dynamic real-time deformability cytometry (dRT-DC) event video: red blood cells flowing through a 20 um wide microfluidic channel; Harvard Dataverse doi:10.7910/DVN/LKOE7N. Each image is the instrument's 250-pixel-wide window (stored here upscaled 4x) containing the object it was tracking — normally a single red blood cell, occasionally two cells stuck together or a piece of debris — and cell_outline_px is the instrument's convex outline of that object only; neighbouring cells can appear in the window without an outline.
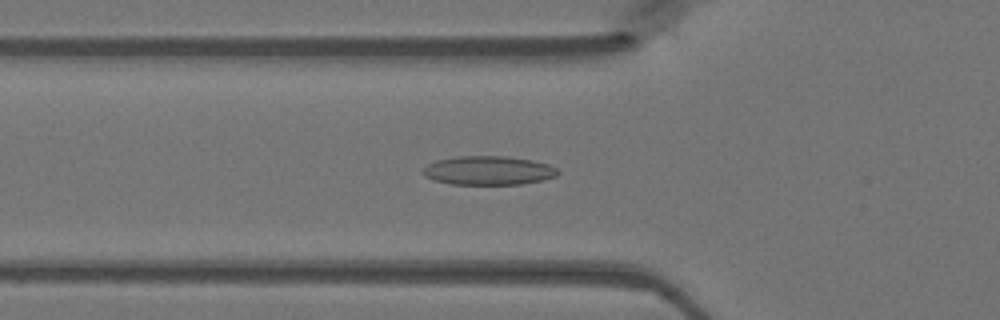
{"species": "Egyptian fruit bat (a non-hibernating species)", "species_latin": "Rousettus aegyptiacus", "temperature_condition": "warm", "stored_images_in_passage": 48, "camera_frame_rate_fps": 3000, "um_per_image_px": 0.085, "animal": {"sex": "female"}, "frame": {"image": 1, "passage_image": 17, "time_ms": 5.333, "image_size_px": [1000, 320], "cell_outline_px": [[560, 172], [556, 176], [540, 180], [520, 184], [452, 184], [432, 180], [424, 176], [420, 172], [420, 168], [436, 160], [456, 156], [504, 156], [532, 160], [548, 164], [556, 168]], "centroid_in_image_um": [41.44, 14.49], "position_along_channel_um": 84.4, "area_um2": 22.83}}
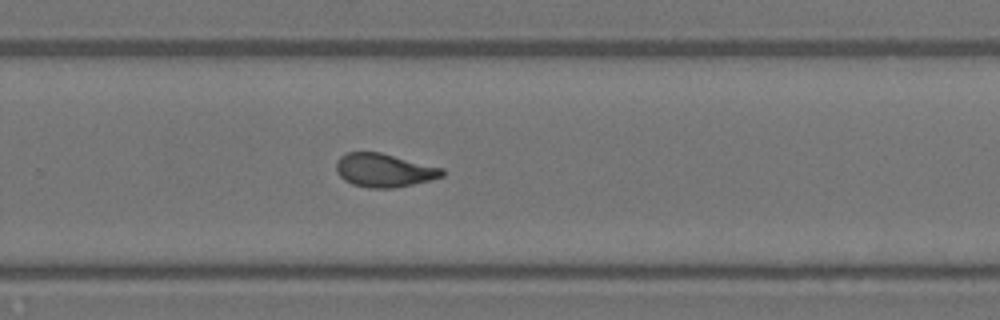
{"frame": {"image": 2, "passage_image": 32, "time_ms": 10.333, "image_size_px": [1000, 320], "cell_outline_px": [[444, 176], [432, 180], [392, 188], [368, 188], [352, 184], [344, 180], [336, 172], [336, 160], [340, 156], [348, 152], [380, 152], [444, 168]], "centroid_in_image_um": [32.64, 14.47], "position_along_channel_um": 297.2, "area_um2": 20.81}}
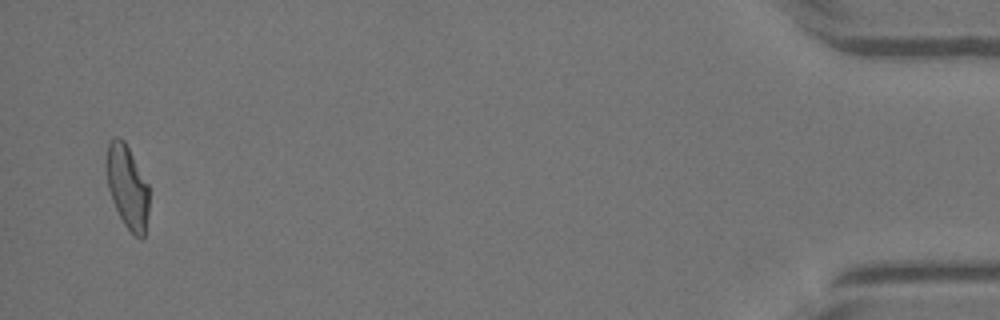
{"frame": {"image": 3, "passage_image": 47, "time_ms": 15.333, "image_size_px": [1000, 320], "cell_outline_px": [[148, 212], [144, 236], [140, 240], [124, 224], [112, 200], [108, 188], [104, 168], [104, 164], [108, 144], [116, 136], [120, 136], [124, 140], [148, 184]], "centroid_in_image_um": [10.79, 15.84], "position_along_channel_um": 424.4, "area_um2": 20.75}}